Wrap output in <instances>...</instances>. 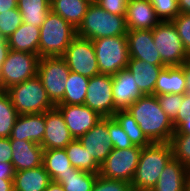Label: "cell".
I'll return each instance as SVG.
<instances>
[{
	"label": "cell",
	"instance_id": "1",
	"mask_svg": "<svg viewBox=\"0 0 190 191\" xmlns=\"http://www.w3.org/2000/svg\"><path fill=\"white\" fill-rule=\"evenodd\" d=\"M127 111L152 143L170 142L175 128L161 109L156 95L141 96L128 107Z\"/></svg>",
	"mask_w": 190,
	"mask_h": 191
},
{
	"label": "cell",
	"instance_id": "2",
	"mask_svg": "<svg viewBox=\"0 0 190 191\" xmlns=\"http://www.w3.org/2000/svg\"><path fill=\"white\" fill-rule=\"evenodd\" d=\"M172 158V147L169 142H155L143 147L131 181L132 190L151 191Z\"/></svg>",
	"mask_w": 190,
	"mask_h": 191
},
{
	"label": "cell",
	"instance_id": "3",
	"mask_svg": "<svg viewBox=\"0 0 190 191\" xmlns=\"http://www.w3.org/2000/svg\"><path fill=\"white\" fill-rule=\"evenodd\" d=\"M127 32L125 16L109 13L92 1L77 29V36L95 40L103 37L126 35Z\"/></svg>",
	"mask_w": 190,
	"mask_h": 191
},
{
	"label": "cell",
	"instance_id": "4",
	"mask_svg": "<svg viewBox=\"0 0 190 191\" xmlns=\"http://www.w3.org/2000/svg\"><path fill=\"white\" fill-rule=\"evenodd\" d=\"M76 36L77 29L50 11L40 27L39 57L62 56Z\"/></svg>",
	"mask_w": 190,
	"mask_h": 191
},
{
	"label": "cell",
	"instance_id": "5",
	"mask_svg": "<svg viewBox=\"0 0 190 191\" xmlns=\"http://www.w3.org/2000/svg\"><path fill=\"white\" fill-rule=\"evenodd\" d=\"M5 92L19 115L43 113L55 107L37 75L9 87Z\"/></svg>",
	"mask_w": 190,
	"mask_h": 191
},
{
	"label": "cell",
	"instance_id": "6",
	"mask_svg": "<svg viewBox=\"0 0 190 191\" xmlns=\"http://www.w3.org/2000/svg\"><path fill=\"white\" fill-rule=\"evenodd\" d=\"M101 74L113 76L126 69L129 62L127 35L92 40Z\"/></svg>",
	"mask_w": 190,
	"mask_h": 191
},
{
	"label": "cell",
	"instance_id": "7",
	"mask_svg": "<svg viewBox=\"0 0 190 191\" xmlns=\"http://www.w3.org/2000/svg\"><path fill=\"white\" fill-rule=\"evenodd\" d=\"M153 40L166 67L181 66L190 58L172 21H160L153 29Z\"/></svg>",
	"mask_w": 190,
	"mask_h": 191
},
{
	"label": "cell",
	"instance_id": "8",
	"mask_svg": "<svg viewBox=\"0 0 190 191\" xmlns=\"http://www.w3.org/2000/svg\"><path fill=\"white\" fill-rule=\"evenodd\" d=\"M38 54L9 50L0 70V89L22 83L37 75Z\"/></svg>",
	"mask_w": 190,
	"mask_h": 191
},
{
	"label": "cell",
	"instance_id": "9",
	"mask_svg": "<svg viewBox=\"0 0 190 191\" xmlns=\"http://www.w3.org/2000/svg\"><path fill=\"white\" fill-rule=\"evenodd\" d=\"M69 73L70 69L61 56L39 58L37 76L55 106L63 99Z\"/></svg>",
	"mask_w": 190,
	"mask_h": 191
},
{
	"label": "cell",
	"instance_id": "10",
	"mask_svg": "<svg viewBox=\"0 0 190 191\" xmlns=\"http://www.w3.org/2000/svg\"><path fill=\"white\" fill-rule=\"evenodd\" d=\"M141 151L142 147L136 145L127 149L112 148L111 153L100 165L99 175L131 184Z\"/></svg>",
	"mask_w": 190,
	"mask_h": 191
},
{
	"label": "cell",
	"instance_id": "11",
	"mask_svg": "<svg viewBox=\"0 0 190 191\" xmlns=\"http://www.w3.org/2000/svg\"><path fill=\"white\" fill-rule=\"evenodd\" d=\"M61 57L71 72L87 78L100 74L92 40L76 36Z\"/></svg>",
	"mask_w": 190,
	"mask_h": 191
},
{
	"label": "cell",
	"instance_id": "12",
	"mask_svg": "<svg viewBox=\"0 0 190 191\" xmlns=\"http://www.w3.org/2000/svg\"><path fill=\"white\" fill-rule=\"evenodd\" d=\"M112 76L97 74L89 78L84 105L102 117L114 116Z\"/></svg>",
	"mask_w": 190,
	"mask_h": 191
},
{
	"label": "cell",
	"instance_id": "13",
	"mask_svg": "<svg viewBox=\"0 0 190 191\" xmlns=\"http://www.w3.org/2000/svg\"><path fill=\"white\" fill-rule=\"evenodd\" d=\"M74 139L90 131L103 117L86 105H56Z\"/></svg>",
	"mask_w": 190,
	"mask_h": 191
},
{
	"label": "cell",
	"instance_id": "14",
	"mask_svg": "<svg viewBox=\"0 0 190 191\" xmlns=\"http://www.w3.org/2000/svg\"><path fill=\"white\" fill-rule=\"evenodd\" d=\"M45 124L46 129L40 144L44 150L64 149L74 140L61 112L56 107L45 112Z\"/></svg>",
	"mask_w": 190,
	"mask_h": 191
},
{
	"label": "cell",
	"instance_id": "15",
	"mask_svg": "<svg viewBox=\"0 0 190 191\" xmlns=\"http://www.w3.org/2000/svg\"><path fill=\"white\" fill-rule=\"evenodd\" d=\"M82 146L101 165L111 153L108 117H103L90 131L78 138Z\"/></svg>",
	"mask_w": 190,
	"mask_h": 191
},
{
	"label": "cell",
	"instance_id": "16",
	"mask_svg": "<svg viewBox=\"0 0 190 191\" xmlns=\"http://www.w3.org/2000/svg\"><path fill=\"white\" fill-rule=\"evenodd\" d=\"M129 57L148 62L152 65H164L156 49L152 30H131L127 32Z\"/></svg>",
	"mask_w": 190,
	"mask_h": 191
},
{
	"label": "cell",
	"instance_id": "17",
	"mask_svg": "<svg viewBox=\"0 0 190 191\" xmlns=\"http://www.w3.org/2000/svg\"><path fill=\"white\" fill-rule=\"evenodd\" d=\"M112 94L114 101V114L118 110H127L143 94L133 78L132 74L123 69L112 76Z\"/></svg>",
	"mask_w": 190,
	"mask_h": 191
},
{
	"label": "cell",
	"instance_id": "18",
	"mask_svg": "<svg viewBox=\"0 0 190 191\" xmlns=\"http://www.w3.org/2000/svg\"><path fill=\"white\" fill-rule=\"evenodd\" d=\"M125 19L128 31L152 30L161 21L150 0H129Z\"/></svg>",
	"mask_w": 190,
	"mask_h": 191
},
{
	"label": "cell",
	"instance_id": "19",
	"mask_svg": "<svg viewBox=\"0 0 190 191\" xmlns=\"http://www.w3.org/2000/svg\"><path fill=\"white\" fill-rule=\"evenodd\" d=\"M45 112L18 115L10 140H27L41 144L45 132Z\"/></svg>",
	"mask_w": 190,
	"mask_h": 191
},
{
	"label": "cell",
	"instance_id": "20",
	"mask_svg": "<svg viewBox=\"0 0 190 191\" xmlns=\"http://www.w3.org/2000/svg\"><path fill=\"white\" fill-rule=\"evenodd\" d=\"M12 147L11 163L16 172L33 169L42 165L43 147L27 140H10Z\"/></svg>",
	"mask_w": 190,
	"mask_h": 191
},
{
	"label": "cell",
	"instance_id": "21",
	"mask_svg": "<svg viewBox=\"0 0 190 191\" xmlns=\"http://www.w3.org/2000/svg\"><path fill=\"white\" fill-rule=\"evenodd\" d=\"M165 65H152L135 58H129L127 70L132 74L139 91L143 95H155V85L160 71Z\"/></svg>",
	"mask_w": 190,
	"mask_h": 191
},
{
	"label": "cell",
	"instance_id": "22",
	"mask_svg": "<svg viewBox=\"0 0 190 191\" xmlns=\"http://www.w3.org/2000/svg\"><path fill=\"white\" fill-rule=\"evenodd\" d=\"M187 172L188 168L172 158L151 191H185Z\"/></svg>",
	"mask_w": 190,
	"mask_h": 191
},
{
	"label": "cell",
	"instance_id": "23",
	"mask_svg": "<svg viewBox=\"0 0 190 191\" xmlns=\"http://www.w3.org/2000/svg\"><path fill=\"white\" fill-rule=\"evenodd\" d=\"M51 182L43 165L15 172L13 178L14 191H45Z\"/></svg>",
	"mask_w": 190,
	"mask_h": 191
},
{
	"label": "cell",
	"instance_id": "24",
	"mask_svg": "<svg viewBox=\"0 0 190 191\" xmlns=\"http://www.w3.org/2000/svg\"><path fill=\"white\" fill-rule=\"evenodd\" d=\"M39 39L40 27L22 22L7 40L11 50L34 53L39 56Z\"/></svg>",
	"mask_w": 190,
	"mask_h": 191
},
{
	"label": "cell",
	"instance_id": "25",
	"mask_svg": "<svg viewBox=\"0 0 190 191\" xmlns=\"http://www.w3.org/2000/svg\"><path fill=\"white\" fill-rule=\"evenodd\" d=\"M186 80L181 66L164 67L155 85V95L184 94Z\"/></svg>",
	"mask_w": 190,
	"mask_h": 191
},
{
	"label": "cell",
	"instance_id": "26",
	"mask_svg": "<svg viewBox=\"0 0 190 191\" xmlns=\"http://www.w3.org/2000/svg\"><path fill=\"white\" fill-rule=\"evenodd\" d=\"M91 0H50L51 11L61 16L75 29L81 25Z\"/></svg>",
	"mask_w": 190,
	"mask_h": 191
},
{
	"label": "cell",
	"instance_id": "27",
	"mask_svg": "<svg viewBox=\"0 0 190 191\" xmlns=\"http://www.w3.org/2000/svg\"><path fill=\"white\" fill-rule=\"evenodd\" d=\"M42 165L54 182L61 178V175L78 170L72 166L65 149L44 150Z\"/></svg>",
	"mask_w": 190,
	"mask_h": 191
},
{
	"label": "cell",
	"instance_id": "28",
	"mask_svg": "<svg viewBox=\"0 0 190 191\" xmlns=\"http://www.w3.org/2000/svg\"><path fill=\"white\" fill-rule=\"evenodd\" d=\"M22 22L41 27L51 11L50 0H17Z\"/></svg>",
	"mask_w": 190,
	"mask_h": 191
},
{
	"label": "cell",
	"instance_id": "29",
	"mask_svg": "<svg viewBox=\"0 0 190 191\" xmlns=\"http://www.w3.org/2000/svg\"><path fill=\"white\" fill-rule=\"evenodd\" d=\"M88 84L89 78L70 71L63 99L57 105H84Z\"/></svg>",
	"mask_w": 190,
	"mask_h": 191
},
{
	"label": "cell",
	"instance_id": "30",
	"mask_svg": "<svg viewBox=\"0 0 190 191\" xmlns=\"http://www.w3.org/2000/svg\"><path fill=\"white\" fill-rule=\"evenodd\" d=\"M64 149L74 168L99 174L100 165L87 152L78 139L71 141Z\"/></svg>",
	"mask_w": 190,
	"mask_h": 191
},
{
	"label": "cell",
	"instance_id": "31",
	"mask_svg": "<svg viewBox=\"0 0 190 191\" xmlns=\"http://www.w3.org/2000/svg\"><path fill=\"white\" fill-rule=\"evenodd\" d=\"M98 174L81 170L61 175L55 182L62 185L65 191H92Z\"/></svg>",
	"mask_w": 190,
	"mask_h": 191
},
{
	"label": "cell",
	"instance_id": "32",
	"mask_svg": "<svg viewBox=\"0 0 190 191\" xmlns=\"http://www.w3.org/2000/svg\"><path fill=\"white\" fill-rule=\"evenodd\" d=\"M113 117L122 126L123 131L127 134L133 145L143 148L152 143L127 110H118Z\"/></svg>",
	"mask_w": 190,
	"mask_h": 191
},
{
	"label": "cell",
	"instance_id": "33",
	"mask_svg": "<svg viewBox=\"0 0 190 191\" xmlns=\"http://www.w3.org/2000/svg\"><path fill=\"white\" fill-rule=\"evenodd\" d=\"M18 115L9 95L0 91V138L10 137Z\"/></svg>",
	"mask_w": 190,
	"mask_h": 191
},
{
	"label": "cell",
	"instance_id": "34",
	"mask_svg": "<svg viewBox=\"0 0 190 191\" xmlns=\"http://www.w3.org/2000/svg\"><path fill=\"white\" fill-rule=\"evenodd\" d=\"M173 158L190 168V134L173 135L170 140Z\"/></svg>",
	"mask_w": 190,
	"mask_h": 191
},
{
	"label": "cell",
	"instance_id": "35",
	"mask_svg": "<svg viewBox=\"0 0 190 191\" xmlns=\"http://www.w3.org/2000/svg\"><path fill=\"white\" fill-rule=\"evenodd\" d=\"M22 24V16L18 8L0 13V36L8 39Z\"/></svg>",
	"mask_w": 190,
	"mask_h": 191
},
{
	"label": "cell",
	"instance_id": "36",
	"mask_svg": "<svg viewBox=\"0 0 190 191\" xmlns=\"http://www.w3.org/2000/svg\"><path fill=\"white\" fill-rule=\"evenodd\" d=\"M108 131L112 148L127 149L134 146L114 117H108Z\"/></svg>",
	"mask_w": 190,
	"mask_h": 191
},
{
	"label": "cell",
	"instance_id": "37",
	"mask_svg": "<svg viewBox=\"0 0 190 191\" xmlns=\"http://www.w3.org/2000/svg\"><path fill=\"white\" fill-rule=\"evenodd\" d=\"M161 109L167 114L168 118L173 122L182 105V94H163L156 95Z\"/></svg>",
	"mask_w": 190,
	"mask_h": 191
},
{
	"label": "cell",
	"instance_id": "38",
	"mask_svg": "<svg viewBox=\"0 0 190 191\" xmlns=\"http://www.w3.org/2000/svg\"><path fill=\"white\" fill-rule=\"evenodd\" d=\"M161 21H172L180 12L177 0H150Z\"/></svg>",
	"mask_w": 190,
	"mask_h": 191
},
{
	"label": "cell",
	"instance_id": "39",
	"mask_svg": "<svg viewBox=\"0 0 190 191\" xmlns=\"http://www.w3.org/2000/svg\"><path fill=\"white\" fill-rule=\"evenodd\" d=\"M131 184L126 181L108 179L98 174L92 191H131Z\"/></svg>",
	"mask_w": 190,
	"mask_h": 191
},
{
	"label": "cell",
	"instance_id": "40",
	"mask_svg": "<svg viewBox=\"0 0 190 191\" xmlns=\"http://www.w3.org/2000/svg\"><path fill=\"white\" fill-rule=\"evenodd\" d=\"M172 22L177 29L187 53L190 55V14L179 13Z\"/></svg>",
	"mask_w": 190,
	"mask_h": 191
},
{
	"label": "cell",
	"instance_id": "41",
	"mask_svg": "<svg viewBox=\"0 0 190 191\" xmlns=\"http://www.w3.org/2000/svg\"><path fill=\"white\" fill-rule=\"evenodd\" d=\"M129 0H94L105 11L114 15H126Z\"/></svg>",
	"mask_w": 190,
	"mask_h": 191
},
{
	"label": "cell",
	"instance_id": "42",
	"mask_svg": "<svg viewBox=\"0 0 190 191\" xmlns=\"http://www.w3.org/2000/svg\"><path fill=\"white\" fill-rule=\"evenodd\" d=\"M186 117L190 118V95L184 93L180 110L176 119L172 122L174 128H176Z\"/></svg>",
	"mask_w": 190,
	"mask_h": 191
},
{
	"label": "cell",
	"instance_id": "43",
	"mask_svg": "<svg viewBox=\"0 0 190 191\" xmlns=\"http://www.w3.org/2000/svg\"><path fill=\"white\" fill-rule=\"evenodd\" d=\"M12 155L10 138H0V162H11Z\"/></svg>",
	"mask_w": 190,
	"mask_h": 191
},
{
	"label": "cell",
	"instance_id": "44",
	"mask_svg": "<svg viewBox=\"0 0 190 191\" xmlns=\"http://www.w3.org/2000/svg\"><path fill=\"white\" fill-rule=\"evenodd\" d=\"M15 172L16 171L11 162H0V179H13Z\"/></svg>",
	"mask_w": 190,
	"mask_h": 191
},
{
	"label": "cell",
	"instance_id": "45",
	"mask_svg": "<svg viewBox=\"0 0 190 191\" xmlns=\"http://www.w3.org/2000/svg\"><path fill=\"white\" fill-rule=\"evenodd\" d=\"M190 134V118H185L176 128L173 135Z\"/></svg>",
	"mask_w": 190,
	"mask_h": 191
},
{
	"label": "cell",
	"instance_id": "46",
	"mask_svg": "<svg viewBox=\"0 0 190 191\" xmlns=\"http://www.w3.org/2000/svg\"><path fill=\"white\" fill-rule=\"evenodd\" d=\"M9 50L8 40L0 36V70L3 62L6 60Z\"/></svg>",
	"mask_w": 190,
	"mask_h": 191
},
{
	"label": "cell",
	"instance_id": "47",
	"mask_svg": "<svg viewBox=\"0 0 190 191\" xmlns=\"http://www.w3.org/2000/svg\"><path fill=\"white\" fill-rule=\"evenodd\" d=\"M181 67L184 70L185 80H186V88L185 94L190 95V58L186 60Z\"/></svg>",
	"mask_w": 190,
	"mask_h": 191
},
{
	"label": "cell",
	"instance_id": "48",
	"mask_svg": "<svg viewBox=\"0 0 190 191\" xmlns=\"http://www.w3.org/2000/svg\"><path fill=\"white\" fill-rule=\"evenodd\" d=\"M17 8V0H0V13Z\"/></svg>",
	"mask_w": 190,
	"mask_h": 191
},
{
	"label": "cell",
	"instance_id": "49",
	"mask_svg": "<svg viewBox=\"0 0 190 191\" xmlns=\"http://www.w3.org/2000/svg\"><path fill=\"white\" fill-rule=\"evenodd\" d=\"M0 191H14L13 179H0Z\"/></svg>",
	"mask_w": 190,
	"mask_h": 191
},
{
	"label": "cell",
	"instance_id": "50",
	"mask_svg": "<svg viewBox=\"0 0 190 191\" xmlns=\"http://www.w3.org/2000/svg\"><path fill=\"white\" fill-rule=\"evenodd\" d=\"M180 13L190 14V0H177Z\"/></svg>",
	"mask_w": 190,
	"mask_h": 191
},
{
	"label": "cell",
	"instance_id": "51",
	"mask_svg": "<svg viewBox=\"0 0 190 191\" xmlns=\"http://www.w3.org/2000/svg\"><path fill=\"white\" fill-rule=\"evenodd\" d=\"M45 191H65L61 184L52 181L46 188Z\"/></svg>",
	"mask_w": 190,
	"mask_h": 191
},
{
	"label": "cell",
	"instance_id": "52",
	"mask_svg": "<svg viewBox=\"0 0 190 191\" xmlns=\"http://www.w3.org/2000/svg\"><path fill=\"white\" fill-rule=\"evenodd\" d=\"M185 191H190V168L188 169V172H187V175H186Z\"/></svg>",
	"mask_w": 190,
	"mask_h": 191
}]
</instances>
